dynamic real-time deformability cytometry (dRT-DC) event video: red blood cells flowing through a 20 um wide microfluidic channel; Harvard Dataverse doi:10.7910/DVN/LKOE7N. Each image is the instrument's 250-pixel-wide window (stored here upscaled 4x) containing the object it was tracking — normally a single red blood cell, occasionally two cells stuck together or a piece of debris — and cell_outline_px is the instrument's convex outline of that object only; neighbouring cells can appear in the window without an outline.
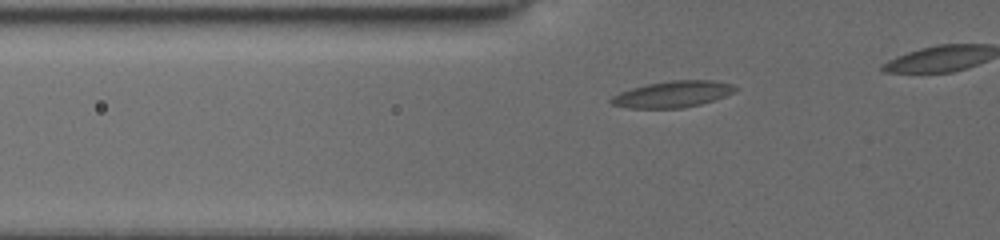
{"species": "common noctule bat (a hibernating species)", "species_latin": "Nyctalus noctula", "temperature_condition": "cold", "stored_images_in_passage": 19, "camera_frame_rate_fps": 3000, "um_per_image_px": 0.085, "animal": {"sex": "female", "body_mass_g": 19.5, "forearm_length_mm": 54.1}, "frame": {"image": 1, "passage_image": 9, "time_ms": 2.333, "image_size_px": [1000, 240], "cell_outline_px": [[736, 88], [732, 92], [724, 96], [700, 104], [680, 108], [628, 108], [612, 104], [608, 100], [612, 96], [620, 92], [632, 88], [648, 84], [672, 80], [712, 80], [732, 84]], "centroid_in_image_um": [57.13, 8.01], "position_along_channel_um": 68.7, "area_um2": 18.79}}
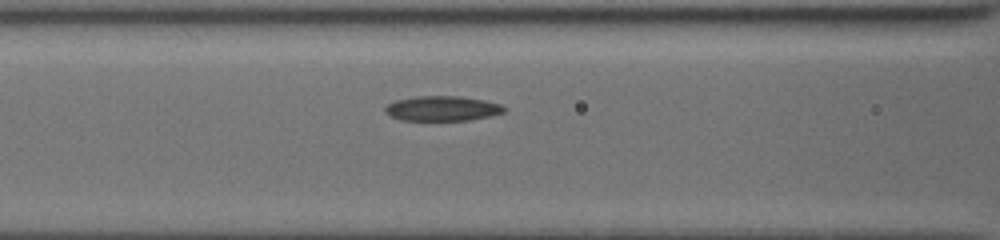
{"frame": {"image": 2, "passage_image": 14, "time_ms": 4.0, "image_size_px": [1000, 240], "cell_outline_px": [[504, 112], [488, 116], [468, 120], [400, 120], [384, 112], [384, 108], [388, 104], [396, 100], [416, 96], [460, 96], [484, 100], [500, 104], [504, 108]], "centroid_in_image_um": [37.56, 9.21], "position_along_channel_um": 129.0, "area_um2": 17.11}}
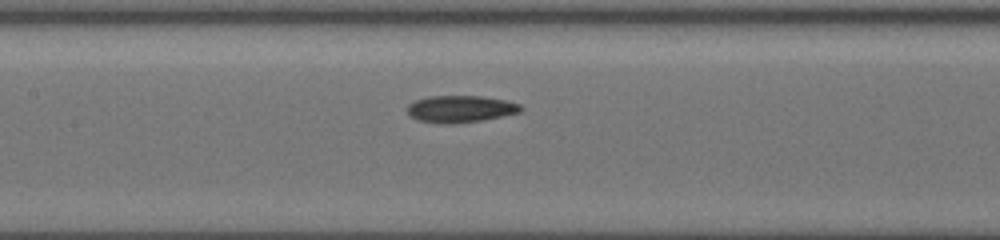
{"frame": {"image": 3, "passage_image": 17, "time_ms": 5.0, "image_size_px": [1000, 240], "cell_outline_px": [[524, 108], [520, 112], [480, 120], [416, 120], [408, 112], [408, 104], [416, 100], [428, 96], [484, 96], [504, 100], [520, 104]], "centroid_in_image_um": [39.19, 9.19], "position_along_channel_um": 168.2, "area_um2": 16.65}}